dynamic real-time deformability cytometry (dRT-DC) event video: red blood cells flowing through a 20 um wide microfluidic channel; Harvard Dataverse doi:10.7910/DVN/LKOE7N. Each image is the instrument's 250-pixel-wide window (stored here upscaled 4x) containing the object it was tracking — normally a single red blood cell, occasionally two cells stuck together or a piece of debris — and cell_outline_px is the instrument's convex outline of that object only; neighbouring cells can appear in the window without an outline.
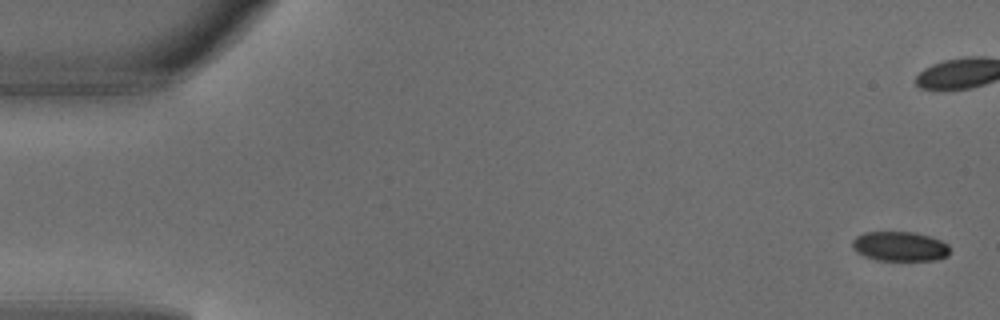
{"species": "common noctule bat (a hibernating species)", "species_latin": "Nyctalus noctula", "temperature_condition": "warm", "stored_images_in_passage": 6, "camera_frame_rate_fps": 3000, "um_per_image_px": 0.085, "animal": {"sex": "male", "body_mass_g": 18.8}, "frame": {"image": 1, "passage_image": 1, "time_ms": 0.0, "image_size_px": [1000, 320], "cell_outline_px": [[948, 256], [936, 260], [876, 260], [864, 256], [856, 252], [852, 248], [852, 240], [856, 236], [864, 232], [912, 232], [928, 236], [940, 240], [948, 244]], "centroid_in_image_um": [76.45, 20.94], "position_along_channel_um": 8.6, "area_um2": 16.82}}
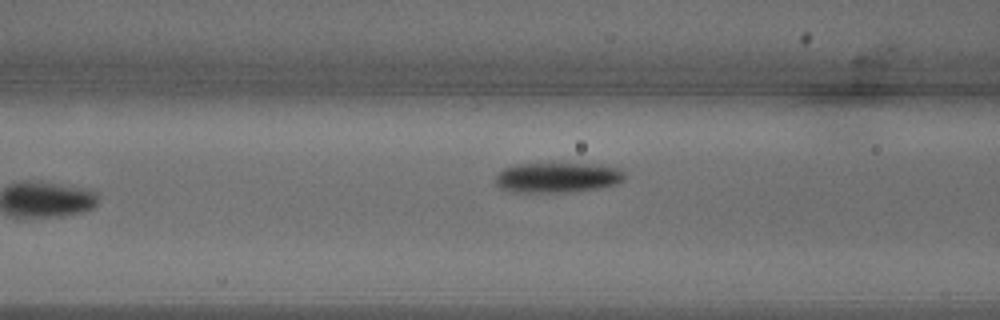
{"frame": {"image": 2, "passage_image": 6, "time_ms": 1.667, "image_size_px": [1000, 320], "cell_outline_px": [[624, 180], [616, 184], [596, 188], [568, 192], [512, 192], [500, 188], [496, 184], [496, 172], [504, 168], [516, 164], [588, 164], [620, 168], [624, 172]], "centroid_in_image_um": [47.34, 15.09], "position_along_channel_um": 119.3, "area_um2": 22.54}}